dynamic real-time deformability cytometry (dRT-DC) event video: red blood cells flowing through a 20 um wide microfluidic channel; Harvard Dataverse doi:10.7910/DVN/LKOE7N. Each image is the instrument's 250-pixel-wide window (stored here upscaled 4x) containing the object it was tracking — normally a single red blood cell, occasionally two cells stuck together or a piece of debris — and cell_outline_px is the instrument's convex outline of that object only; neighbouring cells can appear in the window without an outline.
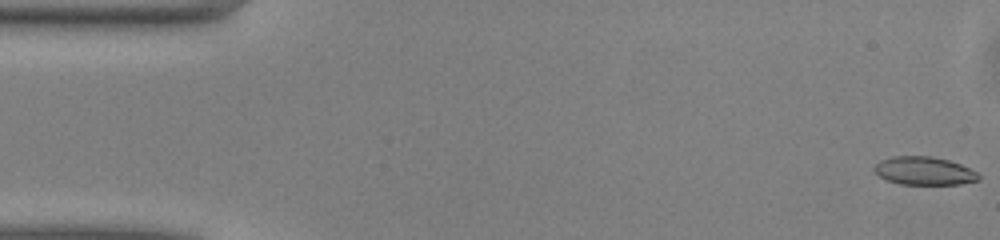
{"species": "common noctule bat (a hibernating species)", "species_latin": "Nyctalus noctula", "temperature_condition": "warm", "stored_images_in_passage": 10, "camera_frame_rate_fps": 3000, "um_per_image_px": 0.085, "animal": {"sex": "male", "body_mass_g": 13.0, "forearm_length_mm": 53.1}, "frame": {"image": 1, "passage_image": 1, "time_ms": 0.0, "image_size_px": [1000, 240], "cell_outline_px": [[980, 180], [960, 184], [900, 184], [884, 180], [872, 168], [880, 160], [892, 156], [932, 156], [948, 160], [960, 164], [976, 172], [980, 176]], "centroid_in_image_um": [78.53, 14.52], "position_along_channel_um": 6.5, "area_um2": 17.17}}